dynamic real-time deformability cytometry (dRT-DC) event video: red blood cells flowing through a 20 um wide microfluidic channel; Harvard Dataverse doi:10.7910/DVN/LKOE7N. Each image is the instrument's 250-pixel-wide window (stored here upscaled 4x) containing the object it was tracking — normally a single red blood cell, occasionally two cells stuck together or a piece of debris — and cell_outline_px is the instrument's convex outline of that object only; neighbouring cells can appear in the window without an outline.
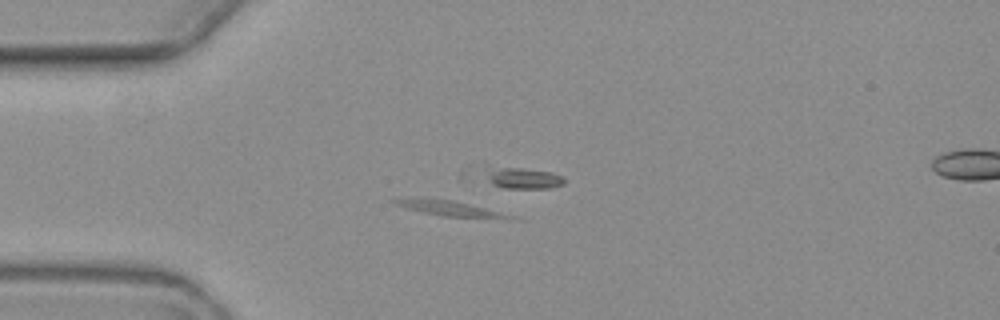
{"species": "common noctule bat (a hibernating species)", "species_latin": "Nyctalus noctula", "temperature_condition": "warm", "stored_images_in_passage": 8, "camera_frame_rate_fps": 3000, "um_per_image_px": 0.085, "animal": {"sex": "female", "body_mass_g": 19.3, "forearm_length_mm": 54.1}, "frame": {"image": 1, "passage_image": 3, "time_ms": 2.333, "image_size_px": [1000, 320], "cell_outline_px": [[520, 220], [444, 216], [424, 212], [408, 208], [396, 204], [388, 200], [416, 196], [452, 200], [516, 216]], "centroid_in_image_um": [38.24, 17.7], "position_along_channel_um": 46.8, "area_um2": 10.4}}